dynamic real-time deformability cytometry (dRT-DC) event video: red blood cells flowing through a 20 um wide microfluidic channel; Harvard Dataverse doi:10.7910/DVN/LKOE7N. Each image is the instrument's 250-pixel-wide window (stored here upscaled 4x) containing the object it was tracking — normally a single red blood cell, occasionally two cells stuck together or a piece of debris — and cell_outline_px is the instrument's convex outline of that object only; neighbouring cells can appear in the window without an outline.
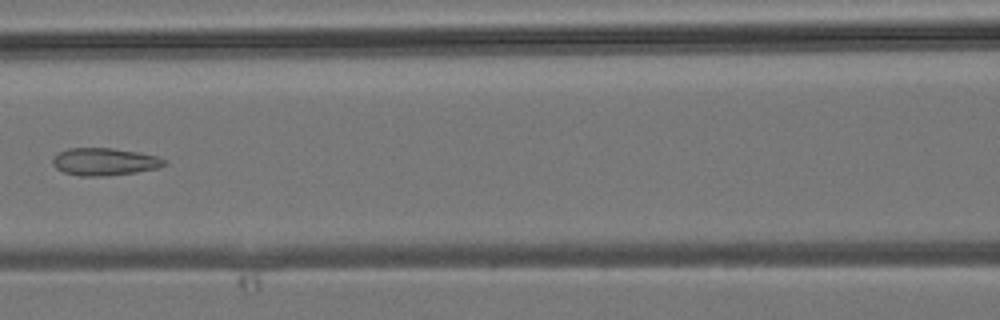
{"species": "common noctule bat (a hibernating species)", "species_latin": "Nyctalus noctula", "temperature_condition": "room temperature", "stored_images_in_passage": 34, "camera_frame_rate_fps": 3000, "um_per_image_px": 0.085, "animal": {"sex": "male", "body_mass_g": 19.2, "forearm_length_mm": 51.8}, "frame": {"image": 1, "passage_image": 11, "time_ms": 3.333, "image_size_px": [1000, 320], "cell_outline_px": [[168, 164], [160, 168], [136, 172], [104, 176], [80, 176], [64, 172], [56, 168], [52, 164], [52, 160], [60, 152], [68, 148], [112, 148], [140, 152], [156, 156], [168, 160]], "centroid_in_image_um": [8.94, 13.75], "position_along_channel_um": 157.7, "area_um2": 17.98}}
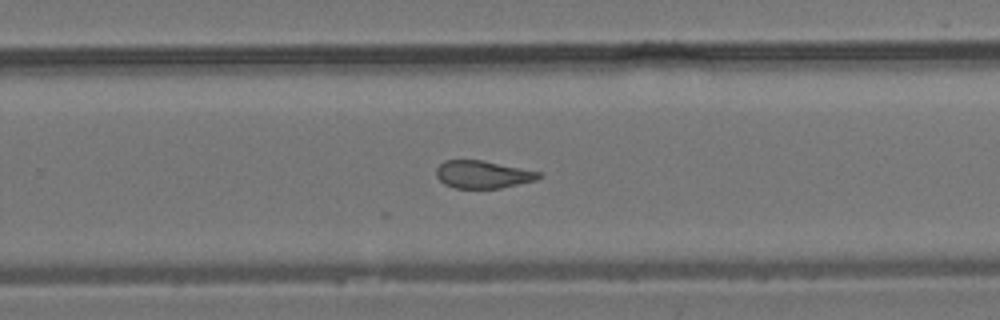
{"frame": {"image": 2, "passage_image": 19, "time_ms": 6.0, "image_size_px": [1000, 320], "cell_outline_px": [[544, 176], [536, 180], [500, 188], [452, 188], [444, 184], [436, 176], [436, 168], [444, 160], [484, 160], [540, 172]], "centroid_in_image_um": [41.03, 14.82], "position_along_channel_um": 288.8, "area_um2": 16.59}}
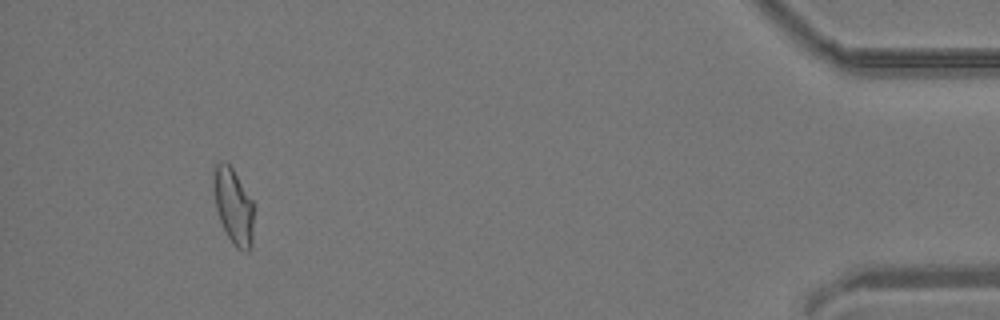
{"frame": {"image": 3, "passage_image": 31, "time_ms": 10.0, "image_size_px": [1000, 320], "cell_outline_px": [[252, 244], [248, 252], [244, 252], [236, 248], [232, 244], [220, 220], [216, 208], [212, 188], [212, 184], [216, 164], [220, 160], [224, 160], [232, 168], [252, 200]], "centroid_in_image_um": [19.81, 17.52], "position_along_channel_um": 415.4, "area_um2": 17.63}}